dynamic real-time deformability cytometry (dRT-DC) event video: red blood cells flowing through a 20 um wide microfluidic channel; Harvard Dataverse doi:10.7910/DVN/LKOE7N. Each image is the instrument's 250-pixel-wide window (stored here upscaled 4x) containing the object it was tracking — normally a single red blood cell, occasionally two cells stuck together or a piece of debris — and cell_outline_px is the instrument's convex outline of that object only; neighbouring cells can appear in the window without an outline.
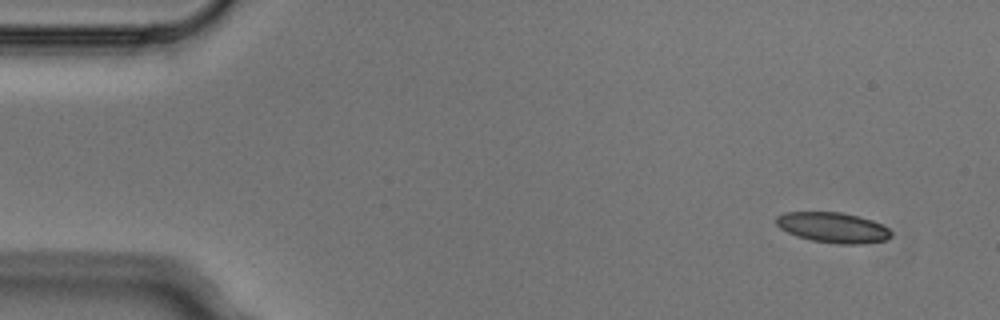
{"species": "Egyptian fruit bat (a non-hibernating species)", "species_latin": "Rousettus aegyptiacus", "temperature_condition": "cold", "stored_images_in_passage": 4, "camera_frame_rate_fps": 3000, "um_per_image_px": 0.085, "animal": {"sex": "male"}, "frame": {"image": 1, "passage_image": 1, "time_ms": 0.0, "image_size_px": [1000, 320], "cell_outline_px": [[892, 236], [888, 240], [860, 244], [836, 244], [812, 240], [796, 236], [780, 228], [776, 224], [776, 216], [784, 212], [840, 212], [860, 216], [872, 220], [888, 228], [892, 232]], "centroid_in_image_um": [70.82, 19.34], "position_along_channel_um": 14.2, "area_um2": 20.46}}